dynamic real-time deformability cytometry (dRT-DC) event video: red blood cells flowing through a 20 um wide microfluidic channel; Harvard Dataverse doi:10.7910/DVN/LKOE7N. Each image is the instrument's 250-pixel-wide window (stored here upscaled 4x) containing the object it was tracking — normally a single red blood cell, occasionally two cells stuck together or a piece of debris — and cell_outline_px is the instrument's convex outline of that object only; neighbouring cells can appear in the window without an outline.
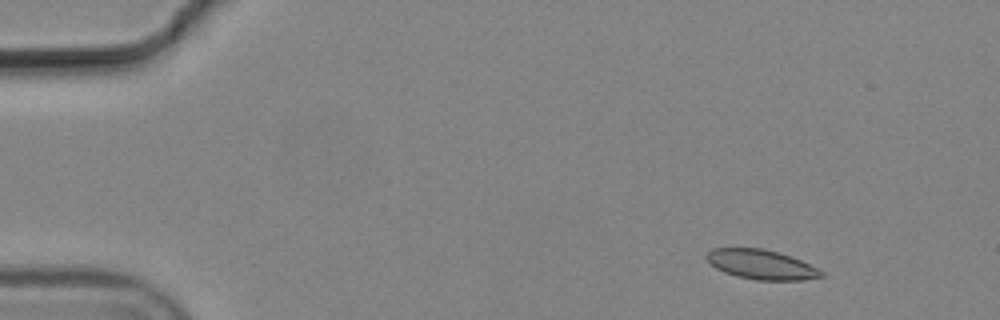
{"species": "common noctule bat (a hibernating species)", "species_latin": "Nyctalus noctula", "temperature_condition": "cold", "stored_images_in_passage": 6, "segment_of_instrument_passage": [1, 2], "camera_frame_rate_fps": 3000, "um_per_image_px": 0.085, "animal": {"sex": "male", "body_mass_g": 19.2, "forearm_length_mm": 51.8}, "frame": {"image": 1, "passage_image": 2, "time_ms": 0.333, "image_size_px": [1000, 320], "cell_outline_px": [[824, 276], [804, 280], [756, 280], [736, 276], [724, 272], [716, 268], [704, 256], [712, 248], [764, 248], [780, 252], [800, 260], [824, 272]], "centroid_in_image_um": [64.7, 22.48], "position_along_channel_um": 20.3, "area_um2": 19.77}}
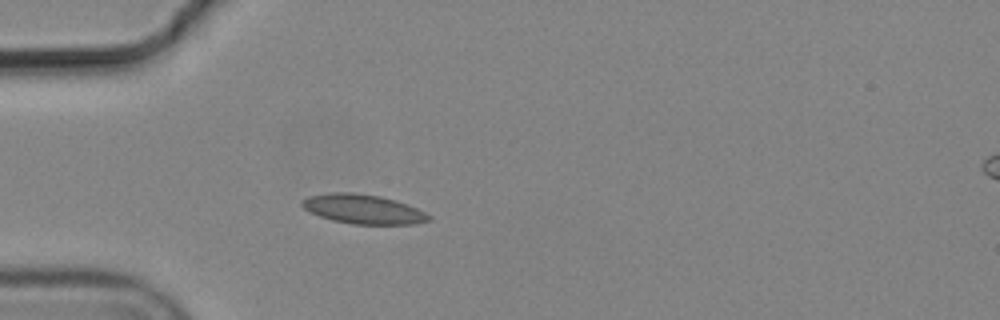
{"frame": {"image": 2, "passage_image": 5, "time_ms": 1.333, "image_size_px": [1000, 320], "cell_outline_px": [[432, 220], [416, 224], [352, 224], [332, 220], [320, 216], [304, 208], [300, 204], [300, 200], [308, 196], [332, 192], [352, 192], [380, 196], [396, 200], [416, 208], [432, 216]], "centroid_in_image_um": [30.87, 17.77], "position_along_channel_um": 54.1, "area_um2": 21.73}}